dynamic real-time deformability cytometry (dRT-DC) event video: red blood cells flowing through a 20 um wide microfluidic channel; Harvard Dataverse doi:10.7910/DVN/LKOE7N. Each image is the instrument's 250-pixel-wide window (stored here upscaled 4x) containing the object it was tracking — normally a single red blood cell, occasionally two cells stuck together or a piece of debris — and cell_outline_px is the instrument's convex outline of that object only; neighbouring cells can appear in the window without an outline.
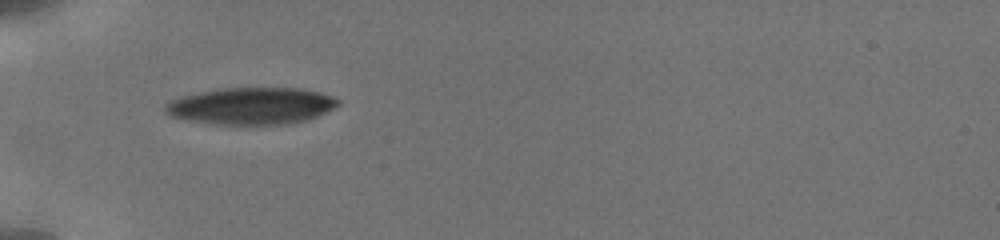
{"species": "human", "species_latin": "Homo sapiens", "temperature_condition": "cold", "stored_images_in_passage": 8, "camera_frame_rate_fps": 3000, "um_per_image_px": 0.085, "donor": {"sex": "male"}, "frame": {"image": 1, "passage_image": 1, "time_ms": 0.0, "image_size_px": [1000, 240], "cell_outline_px": [[340, 104], [308, 120], [288, 124], [216, 124], [188, 120], [172, 116], [164, 112], [164, 104], [168, 100], [180, 96], [216, 88], [300, 88], [320, 92], [332, 96], [340, 100]], "centroid_in_image_um": [21.32, 8.99], "position_along_channel_um": 63.7, "area_um2": 37.34}}
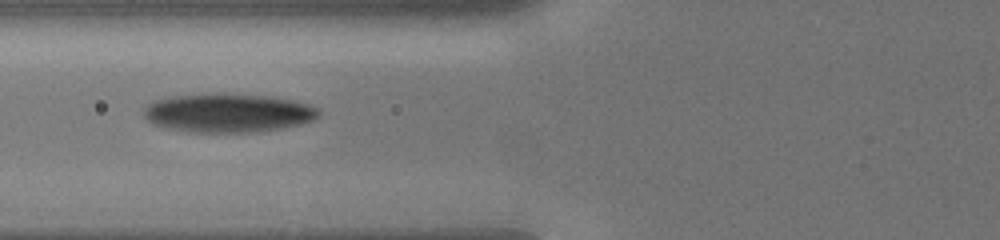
{"frame": {"image": 2, "passage_image": 7, "time_ms": 1.333, "image_size_px": [1000, 240], "cell_outline_px": [[320, 116], [312, 120], [300, 124], [260, 132], [188, 132], [168, 128], [152, 124], [144, 116], [144, 108], [148, 104], [156, 100], [172, 96], [224, 92], [272, 96], [292, 100], [308, 104], [320, 108]], "centroid_in_image_um": [19.4, 9.58], "position_along_channel_um": 106.4, "area_um2": 40.0}}